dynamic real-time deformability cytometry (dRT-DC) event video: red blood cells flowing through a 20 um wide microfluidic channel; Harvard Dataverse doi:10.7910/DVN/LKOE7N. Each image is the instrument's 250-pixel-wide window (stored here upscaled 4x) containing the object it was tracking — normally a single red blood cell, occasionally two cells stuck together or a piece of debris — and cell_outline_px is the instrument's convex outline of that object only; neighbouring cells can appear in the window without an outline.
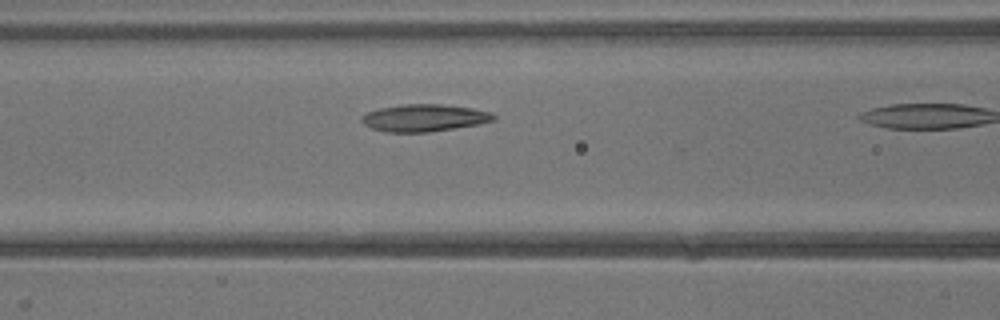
{"species": "common noctule bat (a hibernating species)", "species_latin": "Nyctalus noctula", "temperature_condition": "warm", "stored_images_in_passage": 9, "camera_frame_rate_fps": 3000, "um_per_image_px": 0.085, "animal": {"sex": "male", "body_mass_g": 13.3}, "frame": {"image": 1, "passage_image": 8, "time_ms": 2.333, "image_size_px": [1000, 320], "cell_outline_px": [[496, 120], [476, 124], [428, 132], [388, 132], [372, 128], [364, 124], [360, 120], [368, 112], [380, 108], [404, 104], [440, 104], [472, 108], [492, 112], [496, 116]], "centroid_in_image_um": [36.08, 10.01], "position_along_channel_um": 130.5, "area_um2": 20.63}}